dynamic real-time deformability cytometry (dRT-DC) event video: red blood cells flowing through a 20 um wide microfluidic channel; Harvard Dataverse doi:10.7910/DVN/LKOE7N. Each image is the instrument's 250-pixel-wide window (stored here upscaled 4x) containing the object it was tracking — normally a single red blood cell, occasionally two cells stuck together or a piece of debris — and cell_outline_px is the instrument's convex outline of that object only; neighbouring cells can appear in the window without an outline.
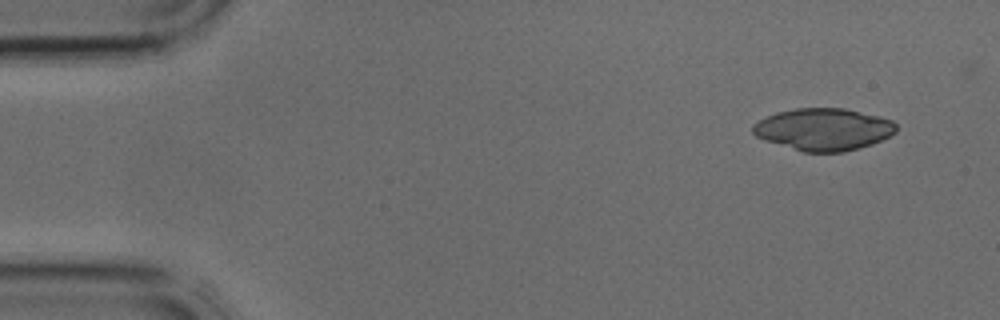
{"species": "common noctule bat (a hibernating species)", "species_latin": "Nyctalus noctula", "temperature_condition": "cold", "stored_images_in_passage": 4, "camera_frame_rate_fps": 3000, "um_per_image_px": 0.085, "animal": {"sex": "male", "body_mass_g": 17.9, "forearm_length_mm": 54.2}, "frame": {"image": 1, "passage_image": 1, "time_ms": 0.0, "image_size_px": [1000, 320], "cell_outline_px": [[896, 132], [872, 144], [844, 152], [804, 152], [764, 140], [756, 136], [752, 132], [752, 124], [776, 112], [796, 108], [844, 108], [892, 120], [896, 124]], "centroid_in_image_um": [69.97, 10.99], "position_along_channel_um": 15.0, "area_um2": 34.97}}